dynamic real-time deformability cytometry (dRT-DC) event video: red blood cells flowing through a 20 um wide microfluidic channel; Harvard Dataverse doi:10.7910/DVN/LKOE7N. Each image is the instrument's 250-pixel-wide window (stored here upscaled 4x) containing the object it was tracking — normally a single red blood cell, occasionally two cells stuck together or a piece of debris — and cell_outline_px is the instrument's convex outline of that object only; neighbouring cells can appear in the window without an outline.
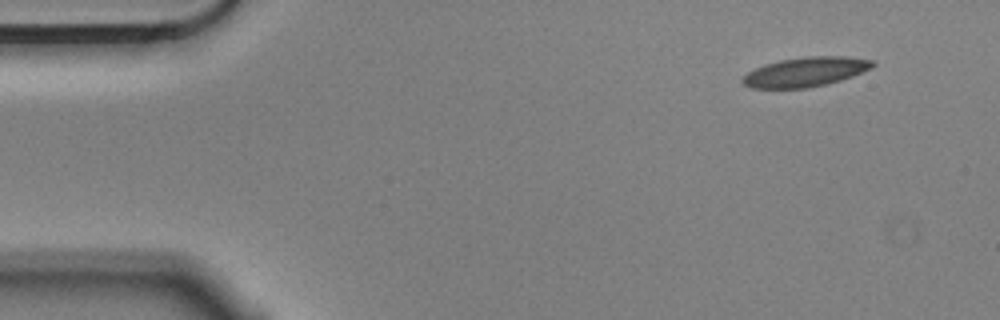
{"species": "Egyptian fruit bat (a non-hibernating species)", "species_latin": "Rousettus aegyptiacus", "temperature_condition": "cold", "stored_images_in_passage": 4, "camera_frame_rate_fps": 3000, "um_per_image_px": 0.085, "animal": {"sex": "male"}, "frame": {"image": 1, "passage_image": 1, "time_ms": 0.0, "image_size_px": [1000, 320], "cell_outline_px": [[876, 64], [872, 68], [852, 76], [840, 80], [808, 88], [752, 88], [744, 84], [740, 80], [748, 72], [764, 64], [780, 60], [808, 56], [844, 56], [876, 60]], "centroid_in_image_um": [68.49, 6.1], "position_along_channel_um": 16.5, "area_um2": 22.31}}
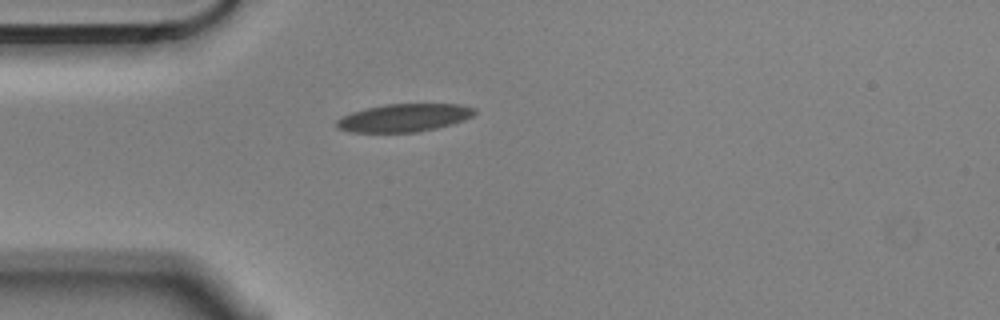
{"frame": {"image": 2, "passage_image": 3, "time_ms": 0.667, "image_size_px": [1000, 320], "cell_outline_px": [[476, 112], [472, 116], [464, 120], [436, 128], [416, 132], [352, 132], [336, 128], [336, 120], [352, 112], [384, 104], [460, 104], [476, 108]], "centroid_in_image_um": [34.36, 10.01], "position_along_channel_um": 50.6, "area_um2": 22.31}}